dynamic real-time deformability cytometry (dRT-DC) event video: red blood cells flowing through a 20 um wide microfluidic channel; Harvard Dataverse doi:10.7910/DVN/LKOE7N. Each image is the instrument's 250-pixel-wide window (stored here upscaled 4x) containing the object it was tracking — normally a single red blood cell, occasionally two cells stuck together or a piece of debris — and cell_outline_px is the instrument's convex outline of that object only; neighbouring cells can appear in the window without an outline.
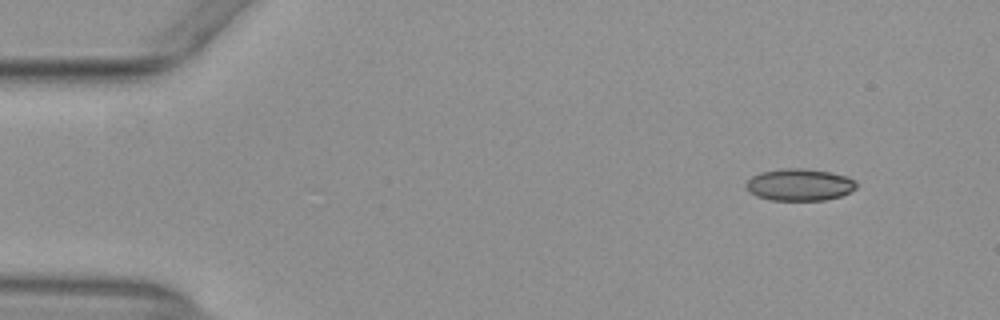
{"species": "common noctule bat (a hibernating species)", "species_latin": "Nyctalus noctula", "temperature_condition": "warm", "stored_images_in_passage": 53, "camera_frame_rate_fps": 3000, "um_per_image_px": 0.085, "animal": {"sex": "female", "body_mass_g": 29.2, "forearm_length_mm": 56.3}, "frame": {"image": 1, "passage_image": 5, "time_ms": 1.333, "image_size_px": [1000, 320], "cell_outline_px": [[856, 188], [840, 196], [824, 200], [772, 200], [756, 196], [744, 184], [752, 176], [760, 172], [780, 168], [804, 168], [832, 172], [848, 176], [856, 180]], "centroid_in_image_um": [67.97, 15.68], "position_along_channel_um": 17.0, "area_um2": 20.63}}
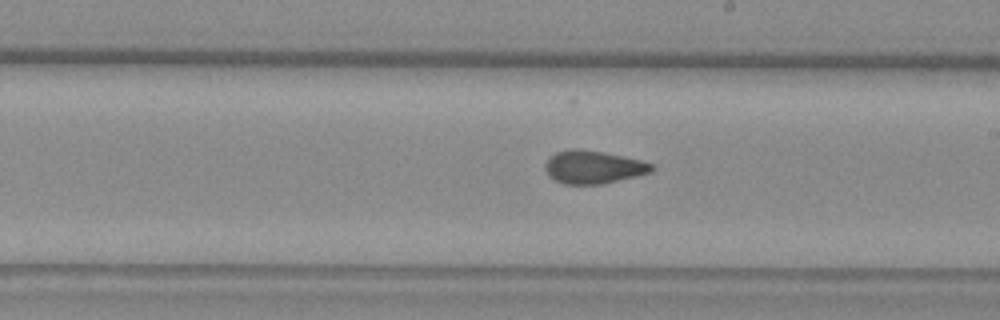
{"frame": {"image": 2, "passage_image": 30, "time_ms": 9.667, "image_size_px": [1000, 320], "cell_outline_px": [[656, 168], [652, 172], [636, 176], [600, 184], [564, 184], [548, 176], [544, 168], [544, 164], [548, 156], [556, 152], [572, 148], [580, 148], [624, 156], [640, 160], [652, 164]], "centroid_in_image_um": [50.39, 14.19], "position_along_channel_um": 238.6, "area_um2": 20.63}}
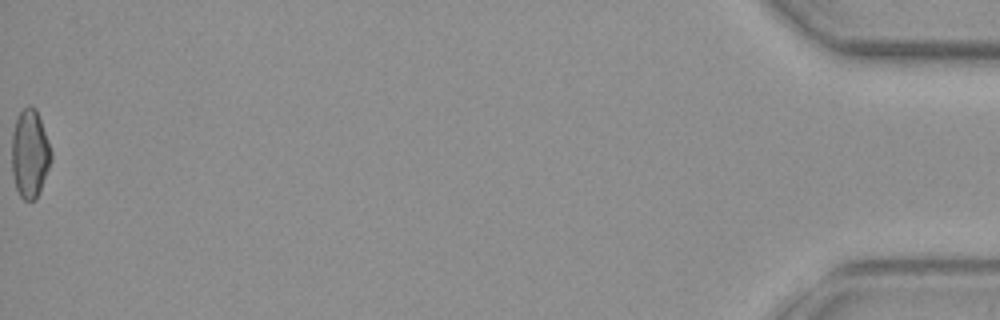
{"frame": {"image": 3, "passage_image": 53, "time_ms": 17.333, "image_size_px": [1000, 320], "cell_outline_px": [[52, 160], [36, 200], [24, 200], [20, 196], [16, 188], [12, 176], [12, 132], [16, 120], [20, 112], [28, 104], [32, 104], [36, 108], [48, 140], [52, 152]], "centroid_in_image_um": [2.54, 13.06], "position_along_channel_um": 432.7, "area_um2": 20.4}, "authors_computed_cell_mechanics": {"area_um2": 20.519, "velocity_mm_per_s": 3.9314, "shape_relaxation_time_tau1_ms": null, "shape_relaxation_time_tau2_ms": 1.8505, "deformation_change_tau1": null, "deformation_change_tau2": 0.0806}}